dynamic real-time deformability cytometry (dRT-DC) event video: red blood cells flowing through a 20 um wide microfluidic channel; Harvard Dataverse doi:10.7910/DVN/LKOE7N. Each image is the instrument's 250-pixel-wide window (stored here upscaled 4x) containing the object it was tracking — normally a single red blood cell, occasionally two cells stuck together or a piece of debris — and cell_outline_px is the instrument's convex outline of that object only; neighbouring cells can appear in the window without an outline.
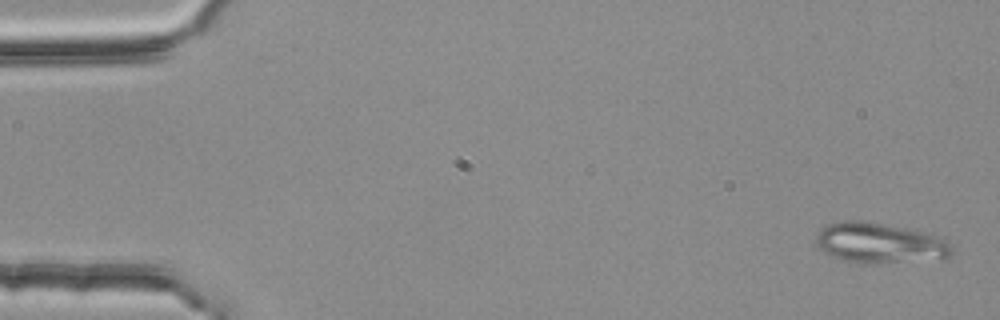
{"species": "common noctule bat (a hibernating species)", "species_latin": "Nyctalus noctula", "temperature_condition": "room temperature", "stored_images_in_passage": 4, "camera_frame_rate_fps": 3000, "um_per_image_px": 0.085, "animal": {"sex": "female", "body_mass_g": 25.1}, "frame": {"image": 1, "passage_image": 1, "time_ms": 0.0, "image_size_px": [1000, 320], "cell_outline_px": [[952, 256], [940, 260], [868, 264], [844, 260], [832, 256], [824, 252], [816, 244], [816, 236], [820, 228], [836, 220], [860, 220], [904, 228], [924, 232], [936, 236], [944, 240], [952, 248]], "centroid_in_image_um": [74.76, 20.67], "position_along_channel_um": 10.2, "area_um2": 32.14}}